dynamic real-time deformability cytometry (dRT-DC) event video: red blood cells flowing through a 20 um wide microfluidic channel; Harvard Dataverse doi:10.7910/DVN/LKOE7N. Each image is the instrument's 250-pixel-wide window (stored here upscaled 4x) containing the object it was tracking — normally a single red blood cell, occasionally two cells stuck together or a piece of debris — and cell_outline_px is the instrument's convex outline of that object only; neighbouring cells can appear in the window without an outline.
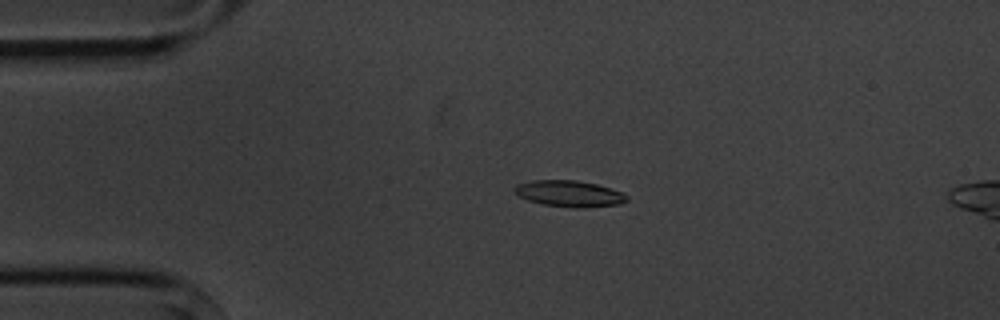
{"species": "common noctule bat (a hibernating species)", "species_latin": "Nyctalus noctula", "temperature_condition": "cold", "stored_images_in_passage": 5, "camera_frame_rate_fps": 3000, "um_per_image_px": 0.085, "animal": {"sex": "male", "body_mass_g": 20.1, "forearm_length_mm": 53.5}, "frame": {"image": 1, "passage_image": 3, "time_ms": 2.667, "image_size_px": [1000, 320], "cell_outline_px": [[628, 200], [620, 204], [584, 208], [576, 208], [544, 204], [528, 200], [520, 196], [512, 188], [516, 184], [532, 180], [576, 180], [596, 184], [612, 188], [624, 192], [628, 196]], "centroid_in_image_um": [48.43, 16.45], "position_along_channel_um": 36.6, "area_um2": 17.28}}